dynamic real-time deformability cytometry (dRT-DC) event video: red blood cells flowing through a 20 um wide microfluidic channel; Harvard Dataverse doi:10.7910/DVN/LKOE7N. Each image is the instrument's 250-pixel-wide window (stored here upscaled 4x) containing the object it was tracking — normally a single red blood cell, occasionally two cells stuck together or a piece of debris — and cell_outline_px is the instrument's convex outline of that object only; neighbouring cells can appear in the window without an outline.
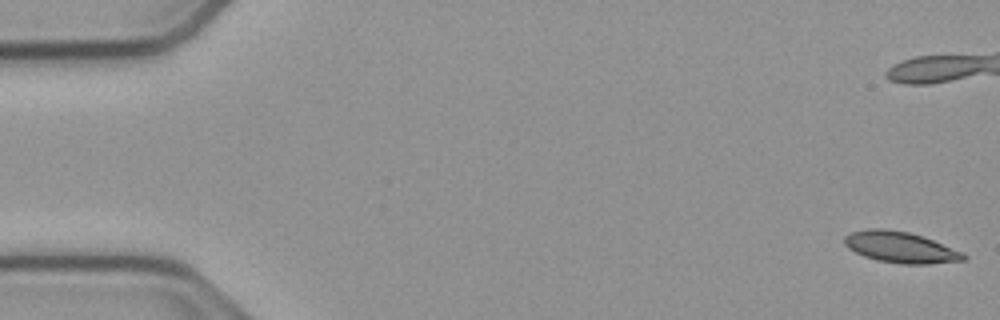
{"species": "common noctule bat (a hibernating species)", "species_latin": "Nyctalus noctula", "temperature_condition": "cold", "stored_images_in_passage": 55, "camera_frame_rate_fps": 3000, "um_per_image_px": 0.085, "animal": {"sex": "male", "body_mass_g": 23.1, "forearm_length_mm": 52.7}, "frame": {"image": 1, "passage_image": 1, "time_ms": 0.0, "image_size_px": [1000, 320], "cell_outline_px": [[968, 260], [928, 264], [900, 264], [876, 260], [864, 256], [848, 248], [844, 244], [844, 236], [852, 232], [868, 228], [884, 228], [908, 232], [932, 240], [964, 252], [968, 256]], "centroid_in_image_um": [76.56, 21.03], "position_along_channel_um": 8.4, "area_um2": 21.68}, "authors_computed_cell_mechanics": {"area_um2": 21.7328, "velocity_mm_per_s": 3.7877, "shape_relaxation_time_tau1_ms": 9.2704, "shape_relaxation_time_tau2_ms": 5.4735, "deformation_change_tau1": 0.1715, "deformation_change_tau2": 0.1129}}